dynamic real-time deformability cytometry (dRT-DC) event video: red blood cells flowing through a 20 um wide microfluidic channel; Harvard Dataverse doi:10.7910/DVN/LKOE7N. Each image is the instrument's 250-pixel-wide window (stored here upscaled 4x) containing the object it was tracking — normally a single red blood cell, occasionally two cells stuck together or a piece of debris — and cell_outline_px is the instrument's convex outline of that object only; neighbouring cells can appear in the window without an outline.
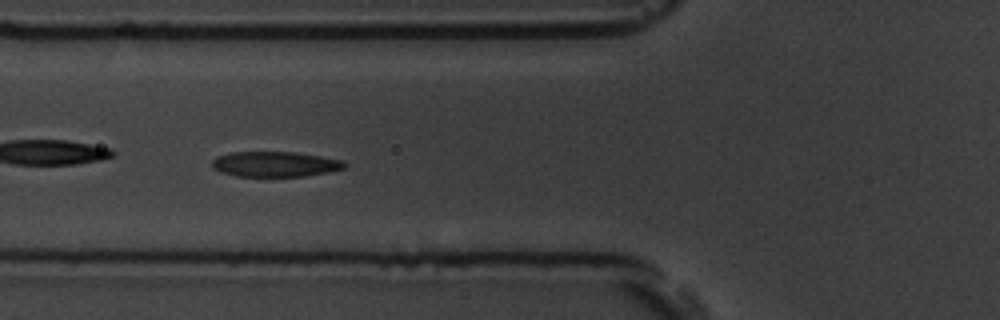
{"species": "common noctule bat (a hibernating species)", "species_latin": "Nyctalus noctula", "temperature_condition": "room temperature", "stored_images_in_passage": 48, "camera_frame_rate_fps": 3000, "um_per_image_px": 0.085, "animal": {"sex": "male", "body_mass_g": 19.5, "forearm_length_mm": 54.6}, "frame": {"image": 1, "passage_image": 14, "time_ms": 4.333, "image_size_px": [1000, 320], "cell_outline_px": [[348, 164], [344, 168], [328, 172], [304, 176], [236, 176], [220, 172], [212, 168], [212, 160], [216, 156], [232, 152], [292, 152], [320, 156], [340, 160]], "centroid_in_image_um": [23.33, 13.95], "position_along_channel_um": 102.5, "area_um2": 19.42}}
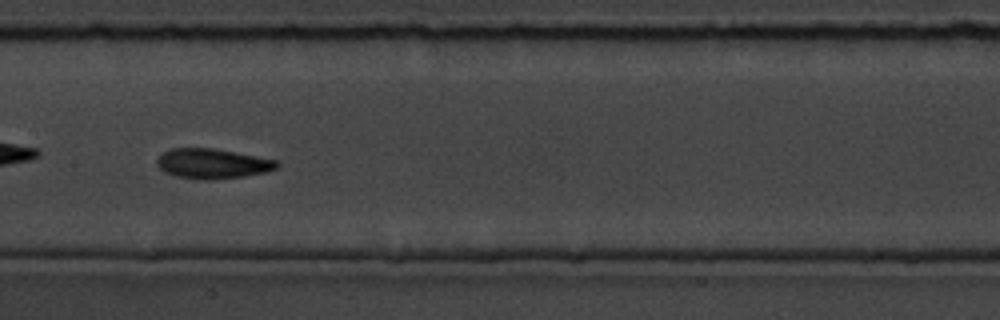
{"frame": {"image": 2, "passage_image": 21, "time_ms": 6.667, "image_size_px": [1000, 320], "cell_outline_px": [[280, 164], [276, 168], [268, 172], [244, 176], [212, 180], [200, 180], [176, 176], [164, 172], [156, 164], [156, 160], [164, 152], [172, 148], [212, 148], [280, 160]], "centroid_in_image_um": [18.09, 13.91], "position_along_channel_um": 189.3, "area_um2": 21.1}}
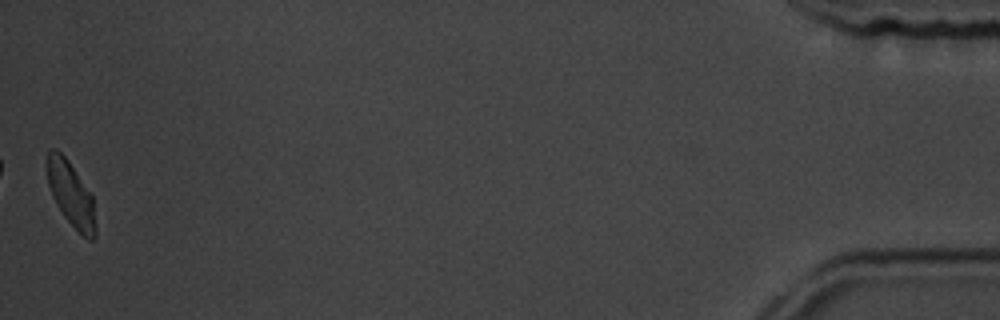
{"frame": {"image": 3, "passage_image": 48, "time_ms": 15.667, "image_size_px": [1000, 320], "cell_outline_px": [[96, 236], [92, 240], [88, 240], [64, 216], [56, 204], [52, 196], [48, 184], [44, 164], [48, 152], [52, 148], [56, 148], [68, 160], [92, 196], [96, 228]], "centroid_in_image_um": [5.99, 16.46], "position_along_channel_um": 429.2, "area_um2": 18.26}, "authors_computed_cell_mechanics": {"area_um2": 19.4497, "velocity_mm_per_s": 3.7205, "shape_relaxation_time_tau1_ms": 2.527, "shape_relaxation_time_tau2_ms": 3.3161, "deformation_change_tau1": 0.1094, "deformation_change_tau2": 0.0723}}